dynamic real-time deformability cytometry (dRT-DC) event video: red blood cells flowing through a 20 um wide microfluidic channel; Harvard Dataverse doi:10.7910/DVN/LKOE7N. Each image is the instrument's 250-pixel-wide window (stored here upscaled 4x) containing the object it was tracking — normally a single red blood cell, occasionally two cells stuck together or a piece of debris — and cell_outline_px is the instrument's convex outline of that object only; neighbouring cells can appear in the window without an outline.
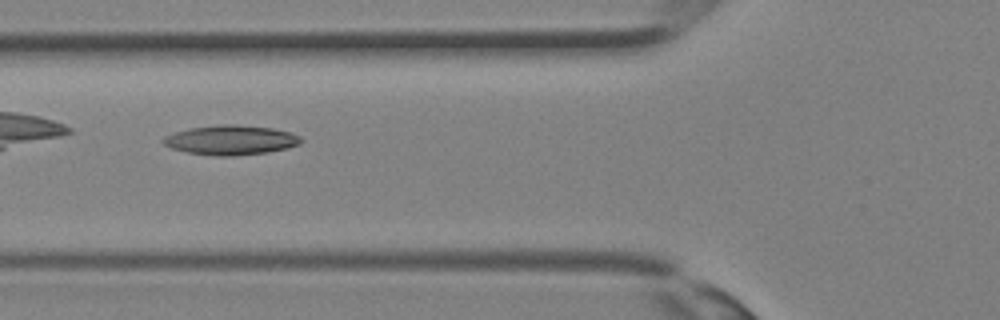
{"species": "Egyptian fruit bat (a non-hibernating species)", "species_latin": "Rousettus aegyptiacus", "temperature_condition": "room temperature", "stored_images_in_passage": 27, "camera_frame_rate_fps": 3000, "um_per_image_px": 0.085, "animal": {"sex": "female"}, "frame": {"image": 1, "passage_image": 5, "time_ms": 1.333, "image_size_px": [1000, 320], "cell_outline_px": [[304, 140], [300, 144], [288, 148], [268, 152], [232, 156], [216, 156], [188, 152], [172, 148], [164, 144], [160, 140], [164, 136], [188, 128], [220, 124], [236, 124], [272, 128], [292, 132], [300, 136]], "centroid_in_image_um": [19.65, 11.9], "position_along_channel_um": 106.2, "area_um2": 23.93}}
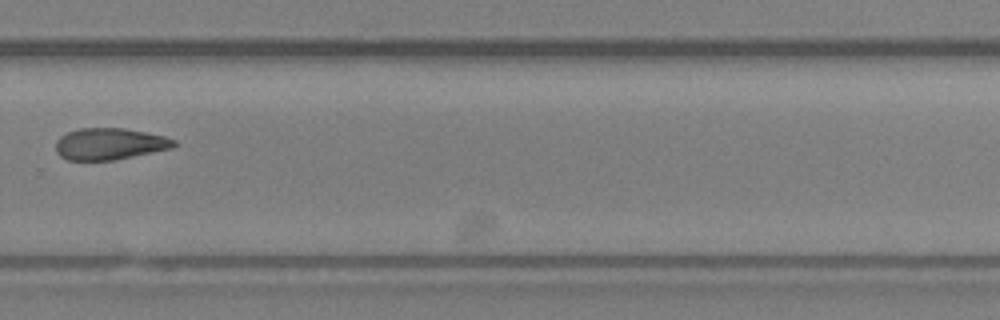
{"frame": {"image": 2, "passage_image": 16, "time_ms": 5.0, "image_size_px": [1000, 320], "cell_outline_px": [[176, 144], [172, 148], [116, 160], [68, 160], [60, 156], [56, 152], [56, 140], [60, 136], [68, 132], [80, 128], [124, 128], [164, 136], [176, 140]], "centroid_in_image_um": [9.3, 12.23], "position_along_channel_um": 320.5, "area_um2": 21.79}}
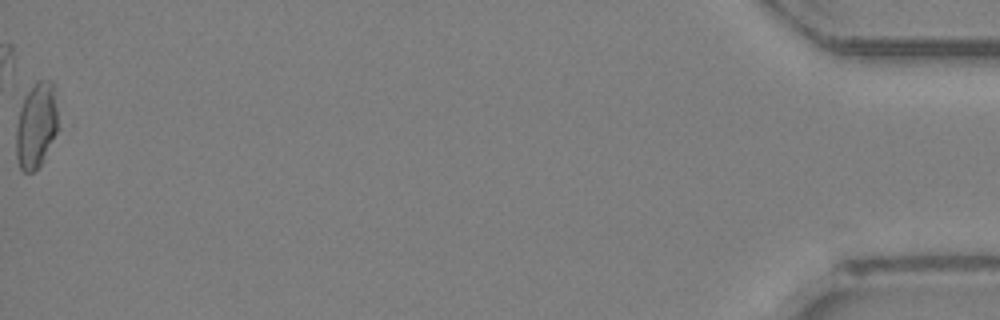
{"frame": {"image": 3, "passage_image": 27, "time_ms": 8.667, "image_size_px": [1000, 320], "cell_outline_px": [[60, 128], [44, 160], [32, 172], [24, 172], [20, 168], [16, 156], [16, 124], [20, 108], [24, 96], [36, 80], [52, 80]], "centroid_in_image_um": [3.1, 10.65], "position_along_channel_um": 432.1, "area_um2": 21.39}}